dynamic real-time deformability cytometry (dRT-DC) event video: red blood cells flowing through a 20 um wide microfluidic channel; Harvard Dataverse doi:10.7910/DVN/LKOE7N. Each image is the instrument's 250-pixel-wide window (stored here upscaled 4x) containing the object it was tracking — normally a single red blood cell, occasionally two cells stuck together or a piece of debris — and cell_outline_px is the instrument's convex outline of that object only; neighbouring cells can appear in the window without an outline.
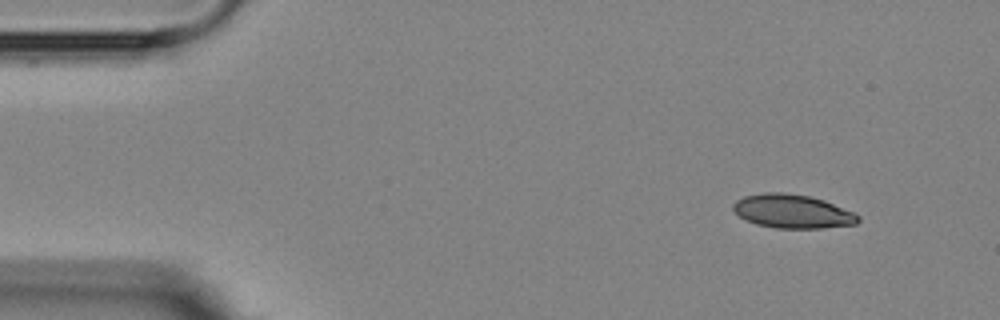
{"species": "Egyptian fruit bat (a non-hibernating species)", "species_latin": "Rousettus aegyptiacus", "temperature_condition": "room temperature", "stored_images_in_passage": 5, "camera_frame_rate_fps": 3000, "um_per_image_px": 0.085, "animal": {"sex": "female"}, "frame": {"image": 1, "passage_image": 1, "time_ms": 0.0, "image_size_px": [1000, 320], "cell_outline_px": [[860, 220], [856, 224], [824, 228], [776, 228], [756, 224], [740, 216], [732, 208], [732, 204], [736, 200], [744, 196], [764, 192], [784, 192], [808, 196], [824, 200], [852, 212], [860, 216]], "centroid_in_image_um": [67.35, 17.96], "position_along_channel_um": 17.6, "area_um2": 24.45}}
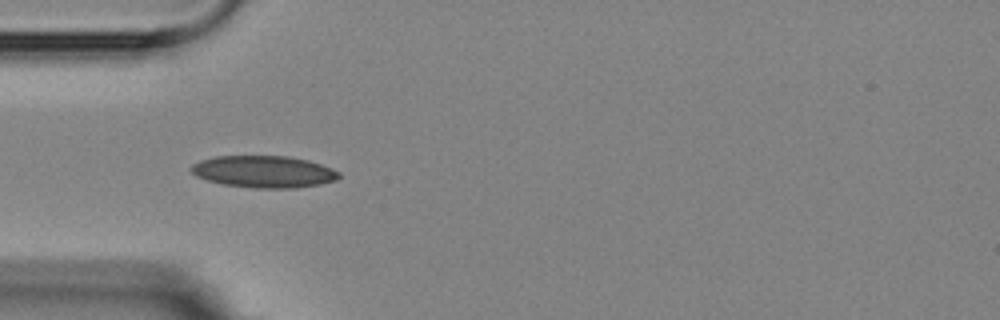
{"frame": {"image": 2, "passage_image": 4, "time_ms": 3.667, "image_size_px": [1000, 320], "cell_outline_px": [[340, 176], [336, 180], [320, 184], [296, 188], [252, 188], [224, 184], [208, 180], [196, 176], [192, 172], [192, 164], [200, 160], [216, 156], [288, 156], [308, 160], [332, 168], [340, 172]], "centroid_in_image_um": [22.45, 14.59], "position_along_channel_um": 62.6, "area_um2": 27.46}}
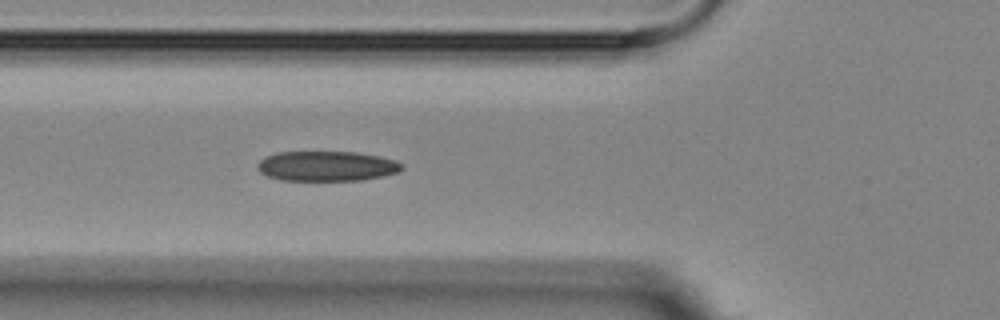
{"frame": {"image": 3, "passage_image": 5, "time_ms": 4.667, "image_size_px": [1000, 320], "cell_outline_px": [[404, 168], [400, 172], [384, 176], [360, 180], [280, 180], [268, 176], [260, 172], [256, 168], [256, 164], [264, 156], [276, 152], [356, 152], [380, 156], [396, 160], [404, 164]], "centroid_in_image_um": [27.79, 14.11], "position_along_channel_um": 98.0, "area_um2": 25.55}}